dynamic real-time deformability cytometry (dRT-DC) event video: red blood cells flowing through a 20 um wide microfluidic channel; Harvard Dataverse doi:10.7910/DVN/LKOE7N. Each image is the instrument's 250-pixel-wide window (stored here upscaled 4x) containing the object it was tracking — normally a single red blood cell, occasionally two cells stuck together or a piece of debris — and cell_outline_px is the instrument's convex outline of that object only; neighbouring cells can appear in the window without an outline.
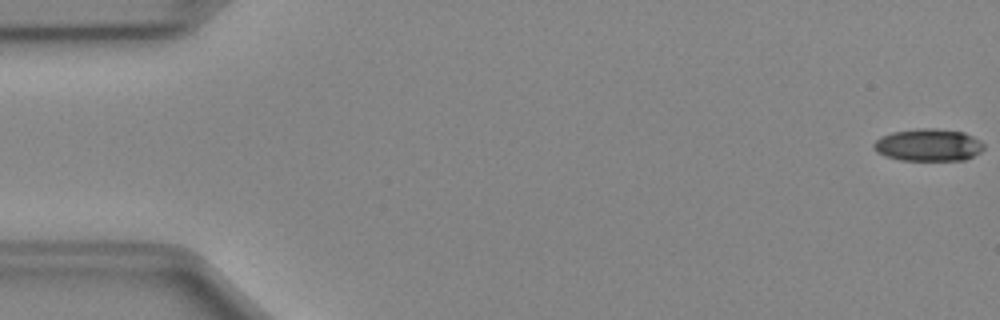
{"species": "Egyptian fruit bat (a non-hibernating species)", "species_latin": "Rousettus aegyptiacus", "temperature_condition": "cold", "stored_images_in_passage": 51, "camera_frame_rate_fps": 3000, "um_per_image_px": 0.085, "animal": {"sex": "female"}, "frame": {"image": 1, "passage_image": 1, "time_ms": 0.0, "image_size_px": [1000, 320], "cell_outline_px": [[984, 148], [980, 152], [964, 160], [900, 160], [884, 156], [876, 152], [872, 148], [872, 144], [880, 136], [892, 132], [916, 128], [936, 128], [964, 132], [980, 140], [984, 144]], "centroid_in_image_um": [78.87, 12.32], "position_along_channel_um": 6.1, "area_um2": 20.98}}
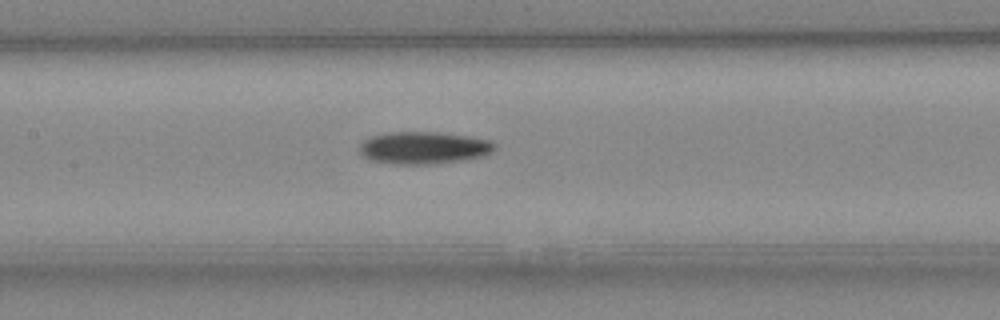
{"frame": {"image": 2, "passage_image": 24, "time_ms": 7.667, "image_size_px": [1000, 320], "cell_outline_px": [[496, 148], [492, 152], [484, 156], [464, 160], [428, 164], [396, 164], [368, 160], [360, 152], [360, 144], [364, 140], [372, 136], [388, 132], [440, 132], [468, 136], [492, 140], [496, 144]], "centroid_in_image_um": [36.05, 12.56], "position_along_channel_um": 171.4, "area_um2": 25.61}}
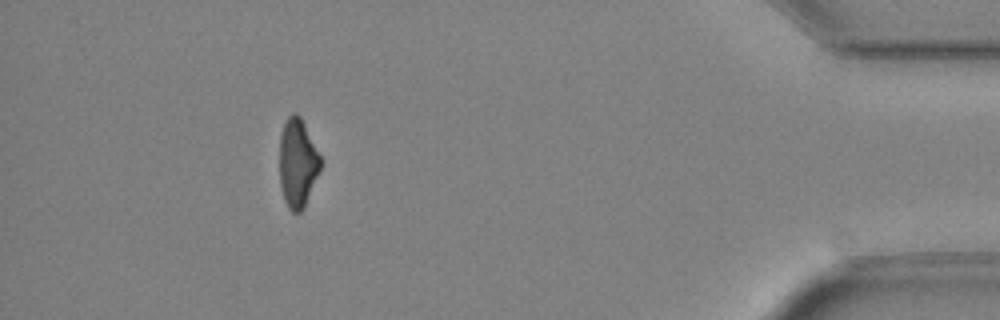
{"frame": {"image": 3, "passage_image": 46, "time_ms": 15.0, "image_size_px": [1000, 320], "cell_outline_px": [[320, 172], [304, 208], [300, 212], [292, 212], [288, 208], [284, 200], [280, 184], [280, 136], [284, 124], [288, 116], [292, 112], [296, 112], [300, 116], [320, 156]], "centroid_in_image_um": [25.29, 13.88], "position_along_channel_um": 409.9, "area_um2": 21.1}, "authors_computed_cell_mechanics": {"area_um2": 22.831, "velocity_mm_per_s": 4.0447, "shape_relaxation_time_tau1_ms": 8.8793, "shape_relaxation_time_tau2_ms": null, "deformation_change_tau1": 0.2003, "deformation_change_tau2": null}}